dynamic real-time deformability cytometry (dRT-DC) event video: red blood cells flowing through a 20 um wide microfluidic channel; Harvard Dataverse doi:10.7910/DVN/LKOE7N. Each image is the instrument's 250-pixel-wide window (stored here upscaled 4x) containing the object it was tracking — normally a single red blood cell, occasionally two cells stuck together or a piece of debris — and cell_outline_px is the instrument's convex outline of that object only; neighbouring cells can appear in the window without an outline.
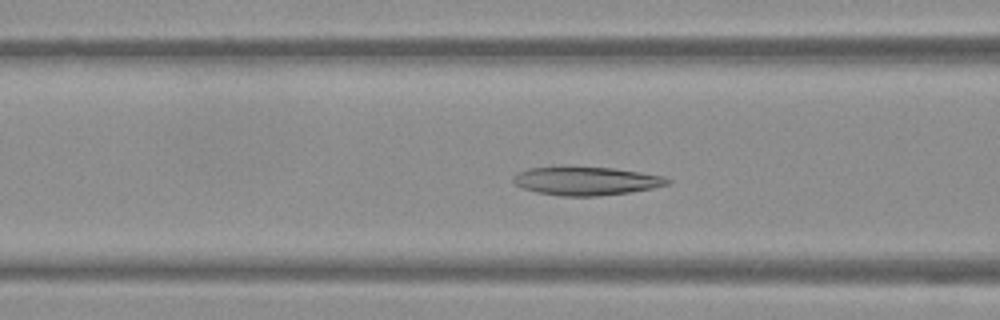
{"species": "Egyptian fruit bat (a non-hibernating species)", "species_latin": "Rousettus aegyptiacus", "temperature_condition": "warm", "stored_images_in_passage": 52, "camera_frame_rate_fps": 3000, "um_per_image_px": 0.085, "frame": {"image": 1, "passage_image": 20, "time_ms": 6.333, "image_size_px": [1000, 320], "cell_outline_px": [[672, 180], [668, 184], [652, 188], [632, 192], [596, 196], [560, 196], [536, 192], [524, 188], [516, 184], [512, 180], [512, 176], [528, 168], [616, 168], [664, 176]], "centroid_in_image_um": [49.87, 15.4], "position_along_channel_um": 116.7, "area_um2": 25.14}}
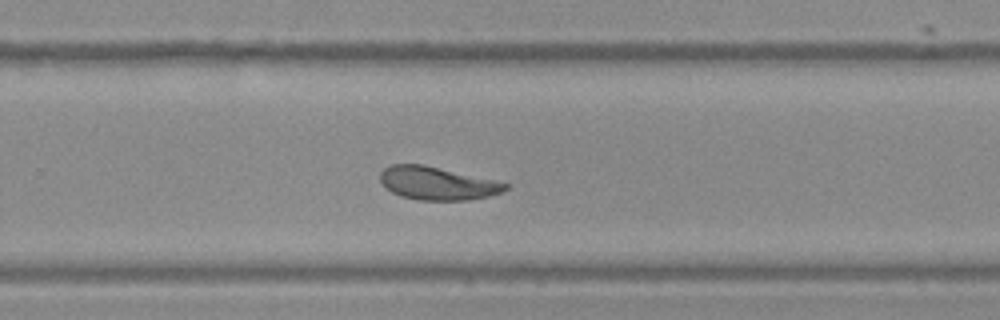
{"frame": {"image": 2, "passage_image": 34, "time_ms": 11.0, "image_size_px": [1000, 320], "cell_outline_px": [[508, 188], [500, 192], [488, 196], [468, 200], [416, 200], [400, 196], [384, 188], [380, 180], [380, 172], [384, 168], [392, 164], [424, 164], [492, 180], [508, 184]], "centroid_in_image_um": [37.09, 15.58], "position_along_channel_um": 292.7, "area_um2": 23.99}}
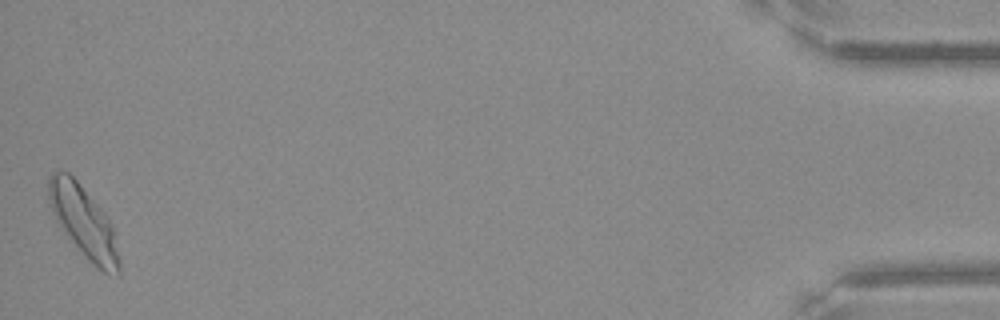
{"frame": {"image": 3, "passage_image": 52, "time_ms": 17.0, "image_size_px": [1000, 320], "cell_outline_px": [[120, 276], [104, 272], [96, 268], [64, 232], [56, 220], [48, 204], [48, 176], [56, 168], [68, 172], [76, 180], [104, 212], [112, 224], [120, 260]], "centroid_in_image_um": [7.09, 18.83], "position_along_channel_um": 428.1, "area_um2": 29.3}, "authors_computed_cell_mechanics": {"area_um2": 25.5187, "velocity_mm_per_s": 3.772, "shape_relaxation_time_tau1_ms": 6.1838, "shape_relaxation_time_tau2_ms": 1.8544, "deformation_change_tau1": 0.1704, "deformation_change_tau2": 0.0716}}